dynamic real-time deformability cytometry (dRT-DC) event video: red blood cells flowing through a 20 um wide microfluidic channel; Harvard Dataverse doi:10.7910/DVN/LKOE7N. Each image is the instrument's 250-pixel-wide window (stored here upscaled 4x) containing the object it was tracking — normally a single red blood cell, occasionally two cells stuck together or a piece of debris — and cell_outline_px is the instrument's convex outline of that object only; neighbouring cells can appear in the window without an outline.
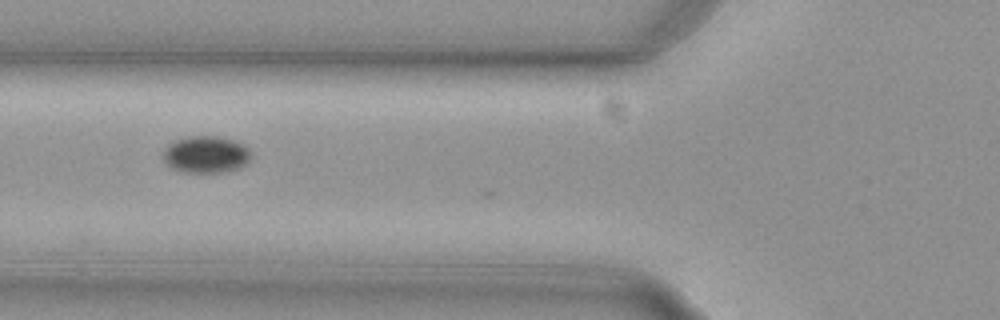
{"species": "common noctule bat (a hibernating species)", "species_latin": "Nyctalus noctula", "temperature_condition": "cold", "stored_images_in_passage": 11, "camera_frame_rate_fps": 3000, "um_per_image_px": 0.085, "animal": {"sex": "female", "body_mass_g": 29.2, "forearm_length_mm": 56.3}, "frame": {"image": 1, "passage_image": 10, "time_ms": 3.0, "image_size_px": [1000, 320], "cell_outline_px": [[248, 160], [240, 168], [220, 172], [184, 172], [172, 168], [164, 160], [164, 148], [168, 144], [176, 140], [188, 136], [216, 136], [232, 140], [244, 144], [248, 148]], "centroid_in_image_um": [17.47, 13.12], "position_along_channel_um": 108.3, "area_um2": 18.61}}